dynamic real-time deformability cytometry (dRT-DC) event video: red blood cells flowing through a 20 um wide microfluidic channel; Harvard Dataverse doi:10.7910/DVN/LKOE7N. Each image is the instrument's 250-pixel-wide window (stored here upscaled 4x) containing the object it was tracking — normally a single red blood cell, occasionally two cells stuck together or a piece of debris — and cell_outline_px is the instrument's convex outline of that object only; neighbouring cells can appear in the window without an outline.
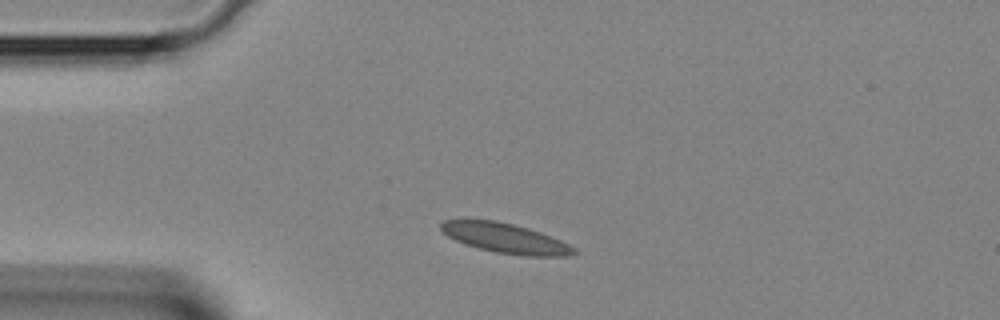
{"species": "Egyptian fruit bat (a non-hibernating species)", "species_latin": "Rousettus aegyptiacus", "temperature_condition": "room temperature", "stored_images_in_passage": 1, "camera_frame_rate_fps": 3000, "um_per_image_px": 0.085, "animal": {"sex": "female"}, "frame": {"image": 1, "passage_image": 1, "time_ms": 0.0, "image_size_px": [1000, 320], "cell_outline_px": [[580, 252], [568, 256], [524, 256], [496, 252], [464, 244], [448, 236], [440, 228], [440, 224], [444, 220], [460, 216], [496, 220], [528, 228], [552, 236], [576, 248]], "centroid_in_image_um": [42.9, 20.2], "position_along_channel_um": 42.1, "area_um2": 23.76}}